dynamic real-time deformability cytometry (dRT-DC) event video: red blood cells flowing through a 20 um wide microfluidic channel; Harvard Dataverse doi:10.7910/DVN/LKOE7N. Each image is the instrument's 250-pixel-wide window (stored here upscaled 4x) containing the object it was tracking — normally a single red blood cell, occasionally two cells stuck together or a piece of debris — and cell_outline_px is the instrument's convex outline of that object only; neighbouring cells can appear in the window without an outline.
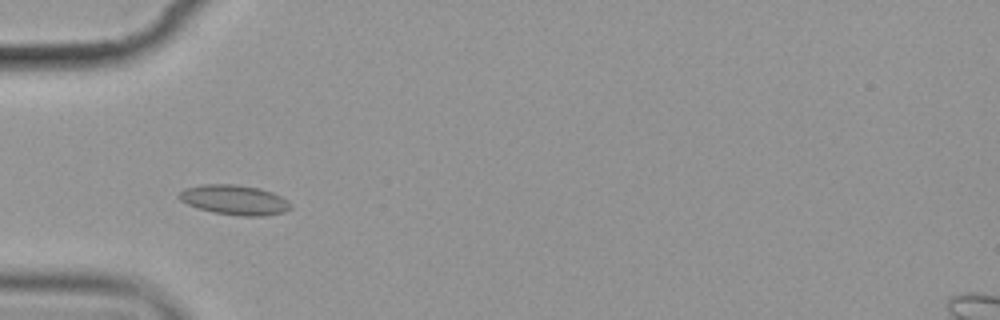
{"species": "common noctule bat (a hibernating species)", "species_latin": "Nyctalus noctula", "temperature_condition": "cold", "stored_images_in_passage": 5, "camera_frame_rate_fps": 3000, "um_per_image_px": 0.085, "animal": {"sex": "female", "body_mass_g": 19.9}, "frame": {"image": 1, "passage_image": 4, "time_ms": 3.667, "image_size_px": [1000, 320], "cell_outline_px": [[292, 208], [284, 212], [264, 216], [240, 216], [212, 212], [188, 204], [180, 200], [176, 196], [184, 188], [204, 184], [236, 184], [260, 188], [272, 192], [288, 200], [292, 204]], "centroid_in_image_um": [19.95, 16.99], "position_along_channel_um": 65.0, "area_um2": 19.54}}
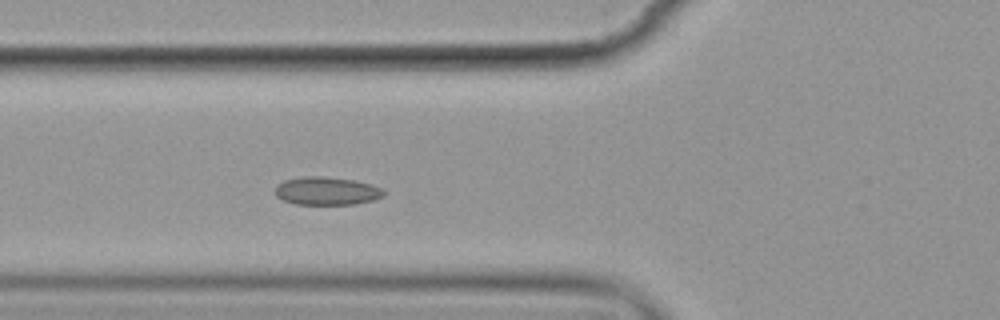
{"frame": {"image": 2, "passage_image": 5, "time_ms": 4.667, "image_size_px": [1000, 320], "cell_outline_px": [[384, 196], [372, 200], [352, 204], [296, 204], [284, 200], [276, 196], [276, 184], [284, 180], [304, 176], [324, 176], [352, 180], [368, 184], [380, 188], [384, 192]], "centroid_in_image_um": [27.72, 16.22], "position_along_channel_um": 98.1, "area_um2": 17.51}}